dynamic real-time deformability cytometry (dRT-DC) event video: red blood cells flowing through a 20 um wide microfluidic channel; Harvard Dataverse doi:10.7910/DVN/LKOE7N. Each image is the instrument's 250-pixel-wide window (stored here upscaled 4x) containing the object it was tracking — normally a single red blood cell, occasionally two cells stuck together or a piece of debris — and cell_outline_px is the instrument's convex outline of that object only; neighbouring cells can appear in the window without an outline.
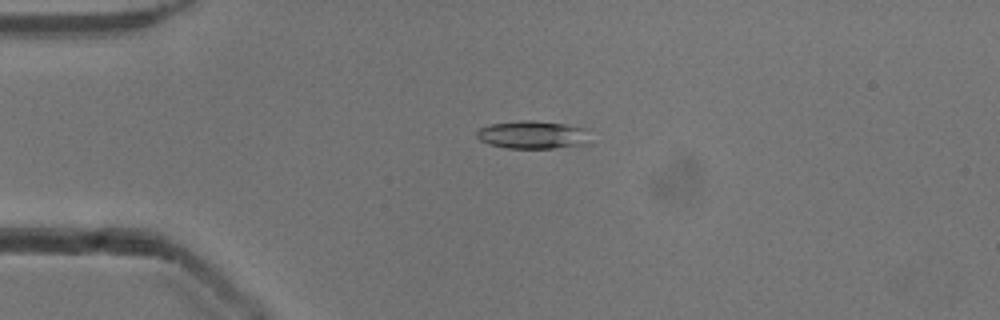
{"species": "common noctule bat (a hibernating species)", "species_latin": "Nyctalus noctula", "temperature_condition": "cold", "stored_images_in_passage": 45, "camera_frame_rate_fps": 3000, "um_per_image_px": 0.085, "animal": {"sex": "male", "body_mass_g": 13.3}, "frame": {"image": 1, "passage_image": 5, "time_ms": 1.333, "image_size_px": [1000, 320], "cell_outline_px": [[588, 144], [552, 148], [508, 148], [488, 144], [480, 140], [476, 136], [476, 132], [480, 128], [492, 124], [520, 120], [532, 120], [564, 124], [584, 128]], "centroid_in_image_um": [45.22, 11.46], "position_along_channel_um": 39.8, "area_um2": 18.21}}
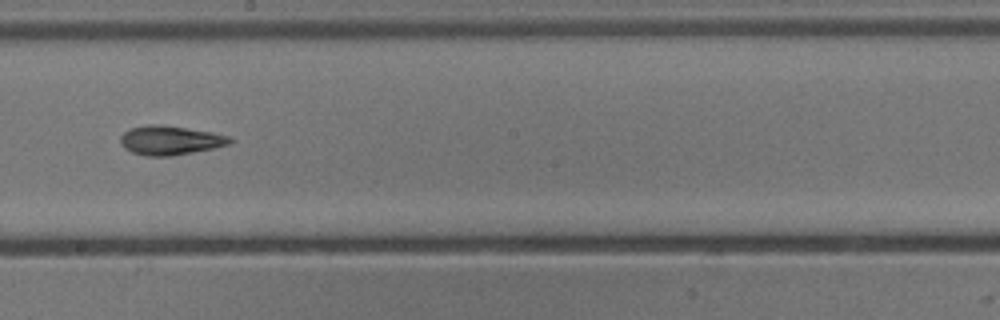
{"frame": {"image": 2, "passage_image": 22, "time_ms": 7.0, "image_size_px": [1000, 320], "cell_outline_px": [[236, 140], [228, 144], [212, 148], [172, 156], [144, 156], [132, 152], [124, 148], [120, 140], [120, 136], [124, 132], [132, 128], [148, 124], [160, 124], [212, 132], [228, 136]], "centroid_in_image_um": [14.45, 11.92], "position_along_channel_um": 233.7, "area_um2": 18.5}}
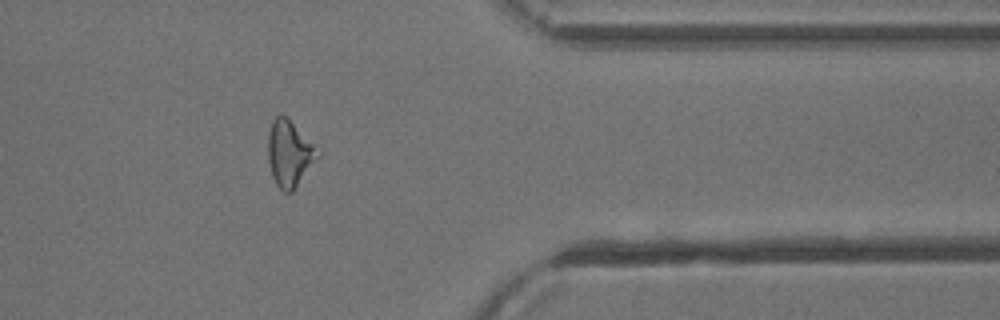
{"frame": {"image": 3, "passage_image": 35, "time_ms": 11.333, "image_size_px": [1000, 320], "cell_outline_px": [[316, 156], [292, 192], [284, 192], [276, 184], [272, 176], [268, 160], [268, 132], [272, 120], [276, 116], [284, 116], [312, 144]], "centroid_in_image_um": [24.49, 13.07], "position_along_channel_um": 386.9, "area_um2": 17.8}, "authors_computed_cell_mechanics": {"area_um2": 17.8602, "velocity_mm_per_s": 3.9277, "shape_relaxation_time_tau1_ms": 4.4904, "shape_relaxation_time_tau2_ms": 4.0359, "deformation_change_tau1": 0.1572, "deformation_change_tau2": 0.109}}